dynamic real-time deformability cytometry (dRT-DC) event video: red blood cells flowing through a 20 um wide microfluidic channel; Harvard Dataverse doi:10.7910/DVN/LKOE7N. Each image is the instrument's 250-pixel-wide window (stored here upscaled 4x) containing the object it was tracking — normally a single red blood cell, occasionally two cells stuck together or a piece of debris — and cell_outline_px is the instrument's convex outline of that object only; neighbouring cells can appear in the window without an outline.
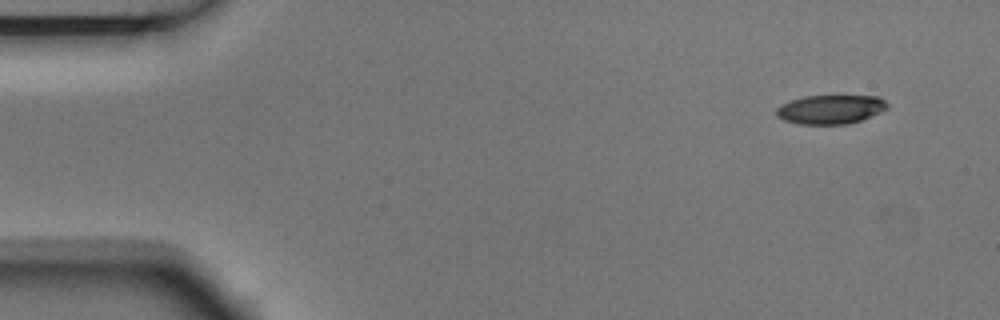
{"species": "Egyptian fruit bat (a non-hibernating species)", "species_latin": "Rousettus aegyptiacus", "temperature_condition": "room temperature", "stored_images_in_passage": 9, "camera_frame_rate_fps": 3000, "um_per_image_px": 0.085, "animal": {"sex": "male"}, "frame": {"image": 1, "passage_image": 1, "time_ms": 0.0, "image_size_px": [1000, 320], "cell_outline_px": [[888, 108], [880, 112], [860, 120], [848, 124], [800, 124], [784, 120], [776, 116], [776, 108], [780, 104], [804, 96], [880, 96], [888, 104]], "centroid_in_image_um": [70.58, 9.29], "position_along_channel_um": 14.4, "area_um2": 18.73}}
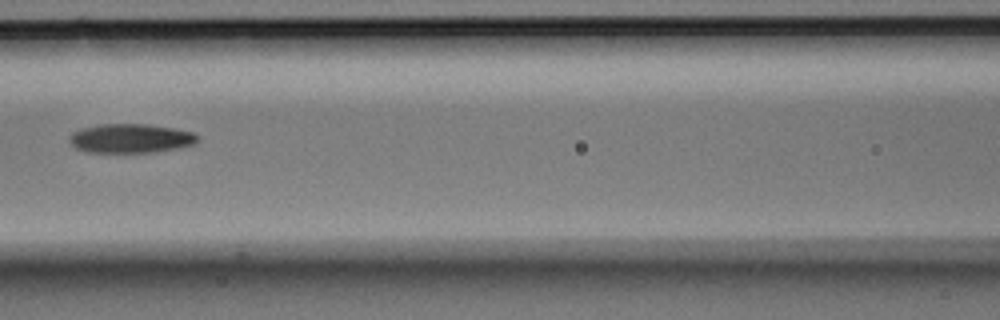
{"frame": {"image": 2, "passage_image": 6, "time_ms": 1.667, "image_size_px": [1000, 320], "cell_outline_px": [[200, 136], [196, 144], [180, 148], [152, 152], [88, 152], [76, 148], [68, 140], [68, 136], [72, 132], [84, 128], [100, 124], [148, 124], [176, 128], [196, 132]], "centroid_in_image_um": [11.17, 11.75], "position_along_channel_um": 155.4, "area_um2": 22.02}}
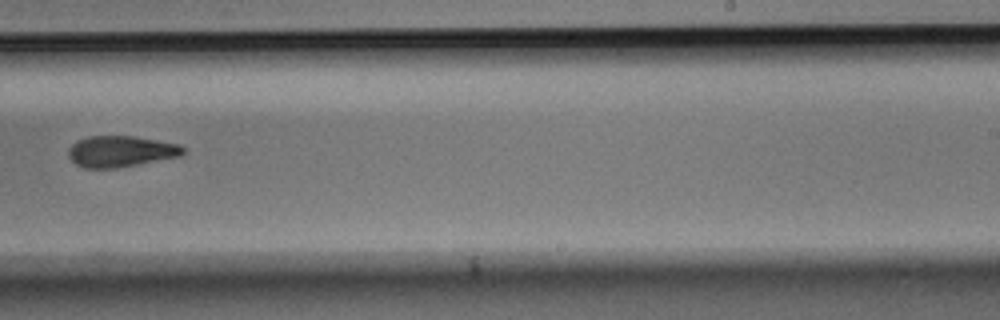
{"frame": {"image": 3, "passage_image": 9, "time_ms": 2.667, "image_size_px": [1000, 320], "cell_outline_px": [[184, 152], [180, 156], [116, 168], [84, 168], [76, 164], [68, 156], [68, 148], [76, 140], [88, 136], [132, 136], [180, 144], [184, 148]], "centroid_in_image_um": [10.23, 12.86], "position_along_channel_um": 278.8, "area_um2": 20.75}}